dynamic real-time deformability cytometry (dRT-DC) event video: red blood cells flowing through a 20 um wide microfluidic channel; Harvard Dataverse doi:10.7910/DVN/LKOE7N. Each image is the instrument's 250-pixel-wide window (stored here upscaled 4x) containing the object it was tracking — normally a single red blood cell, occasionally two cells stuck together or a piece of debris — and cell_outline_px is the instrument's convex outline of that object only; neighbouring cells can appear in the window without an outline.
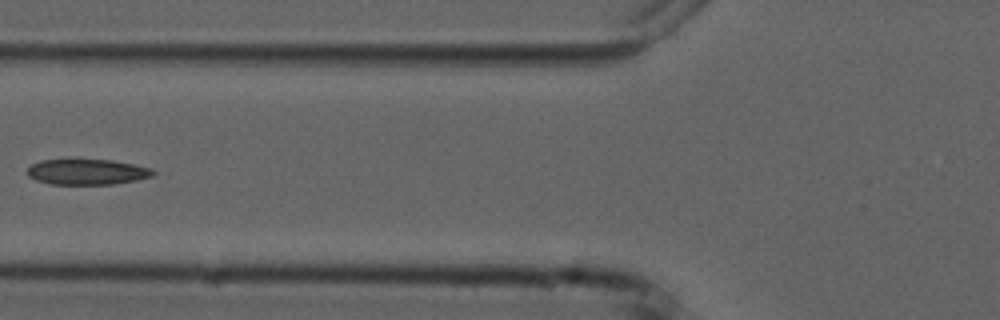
{"species": "common noctule bat (a hibernating species)", "species_latin": "Nyctalus noctula", "temperature_condition": "cold", "stored_images_in_passage": 8, "camera_frame_rate_fps": 3000, "um_per_image_px": 0.085, "animal": {"sex": "male", "forearm_length_mm": 52.5}, "frame": {"image": 1, "passage_image": 8, "time_ms": 8.667, "image_size_px": [1000, 320], "cell_outline_px": [[156, 172], [152, 176], [136, 180], [116, 184], [48, 184], [36, 180], [28, 176], [28, 168], [32, 164], [40, 160], [76, 156], [112, 160], [152, 168]], "centroid_in_image_um": [7.36, 14.56], "position_along_channel_um": 118.4, "area_um2": 19.71}}